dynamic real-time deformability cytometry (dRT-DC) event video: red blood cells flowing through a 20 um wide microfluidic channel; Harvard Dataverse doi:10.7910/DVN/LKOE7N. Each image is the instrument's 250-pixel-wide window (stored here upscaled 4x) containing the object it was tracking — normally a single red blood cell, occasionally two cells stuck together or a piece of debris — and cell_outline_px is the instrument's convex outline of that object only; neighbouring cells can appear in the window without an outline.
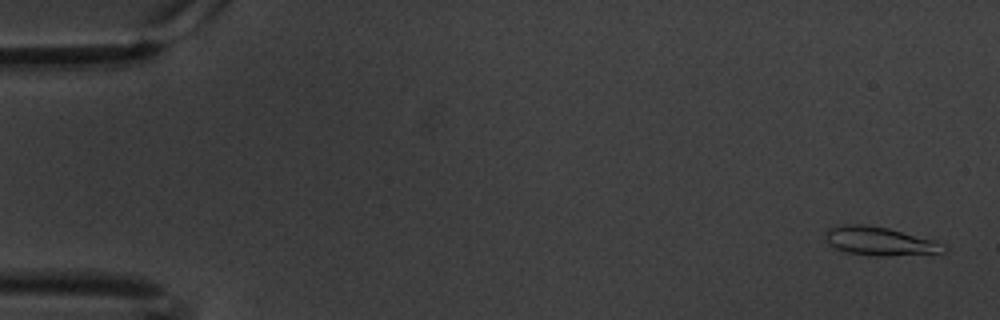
{"species": "common noctule bat (a hibernating species)", "species_latin": "Nyctalus noctula", "temperature_condition": "warm", "stored_images_in_passage": 61, "camera_frame_rate_fps": 3000, "um_per_image_px": 0.085, "animal": {"sex": "male", "body_mass_g": 20.1, "forearm_length_mm": 53.5}, "frame": {"image": 1, "passage_image": 2, "time_ms": 0.333, "image_size_px": [1000, 320], "cell_outline_px": [[944, 252], [884, 256], [876, 256], [844, 252], [828, 244], [824, 236], [824, 232], [828, 228], [844, 224], [860, 224], [888, 228], [932, 240], [944, 244]], "centroid_in_image_um": [74.68, 20.49], "position_along_channel_um": 10.3, "area_um2": 19.48}}
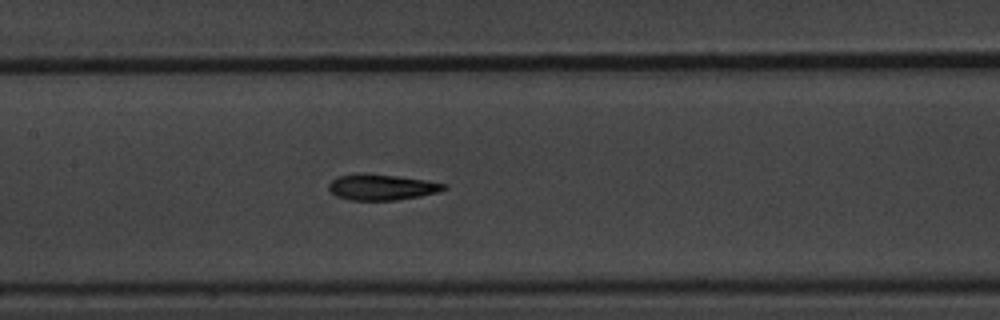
{"frame": {"image": 2, "passage_image": 29, "time_ms": 9.333, "image_size_px": [1000, 320], "cell_outline_px": [[448, 188], [436, 192], [420, 196], [396, 200], [348, 200], [336, 196], [328, 188], [328, 184], [336, 176], [396, 176], [424, 180], [448, 184]], "centroid_in_image_um": [32.48, 15.95], "position_along_channel_um": 174.9, "area_um2": 16.59}}
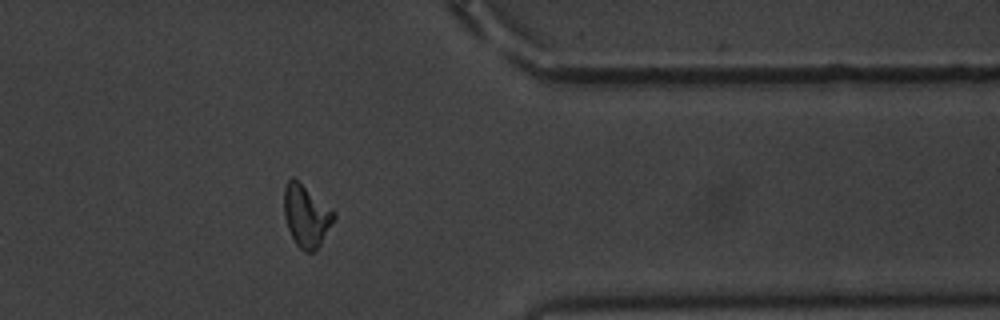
{"frame": {"image": 3, "passage_image": 49, "time_ms": 16.0, "image_size_px": [1000, 320], "cell_outline_px": [[336, 216], [320, 244], [312, 252], [304, 252], [296, 244], [288, 228], [284, 216], [284, 188], [288, 180], [292, 176], [336, 212]], "centroid_in_image_um": [26.02, 18.34], "position_along_channel_um": 385.4, "area_um2": 17.74}, "authors_computed_cell_mechanics": {"area_um2": 17.4556, "velocity_mm_per_s": 3.3532, "shape_relaxation_time_tau1_ms": 3.7665, "shape_relaxation_time_tau2_ms": 2.1588, "deformation_change_tau1": 0.1799, "deformation_change_tau2": 0.1089}}